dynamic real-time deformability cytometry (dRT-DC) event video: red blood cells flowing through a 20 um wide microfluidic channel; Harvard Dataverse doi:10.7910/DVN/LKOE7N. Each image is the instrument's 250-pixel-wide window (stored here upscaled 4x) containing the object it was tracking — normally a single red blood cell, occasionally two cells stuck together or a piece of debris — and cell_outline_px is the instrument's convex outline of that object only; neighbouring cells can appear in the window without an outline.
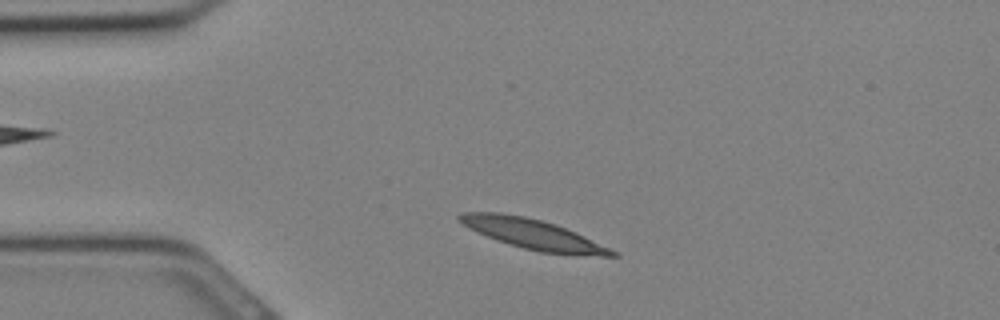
{"species": "Egyptian fruit bat (a non-hibernating species)", "species_latin": "Rousettus aegyptiacus", "temperature_condition": "cold", "stored_images_in_passage": 23, "camera_frame_rate_fps": 3000, "um_per_image_px": 0.085, "animal": {"sex": "female"}, "frame": {"image": 1, "passage_image": 2, "time_ms": 0.333, "image_size_px": [1000, 320], "cell_outline_px": [[620, 256], [600, 256], [540, 252], [524, 248], [496, 240], [476, 232], [468, 228], [456, 220], [456, 216], [460, 212], [500, 212], [524, 216], [556, 224], [576, 232], [616, 252]], "centroid_in_image_um": [45.21, 19.88], "position_along_channel_um": 39.8, "area_um2": 26.53}}
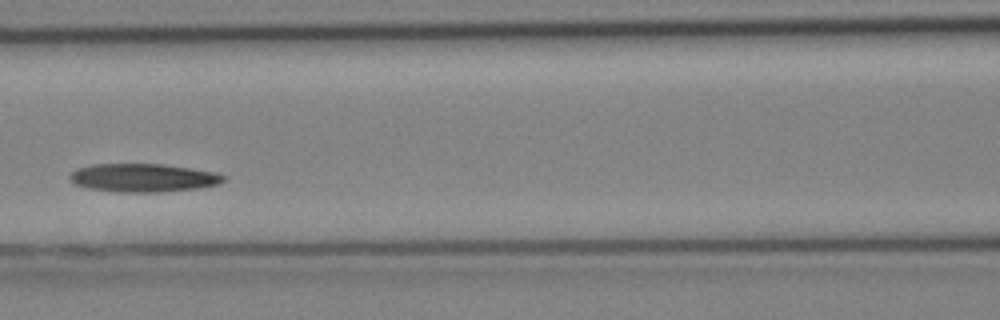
{"frame": {"image": 2, "passage_image": 9, "time_ms": 2.667, "image_size_px": [1000, 320], "cell_outline_px": [[224, 180], [216, 184], [200, 188], [160, 192], [116, 192], [88, 188], [72, 184], [68, 176], [76, 168], [92, 164], [164, 164], [192, 168], [216, 172], [224, 176]], "centroid_in_image_um": [12.12, 15.11], "position_along_channel_um": 154.5, "area_um2": 25.55}}
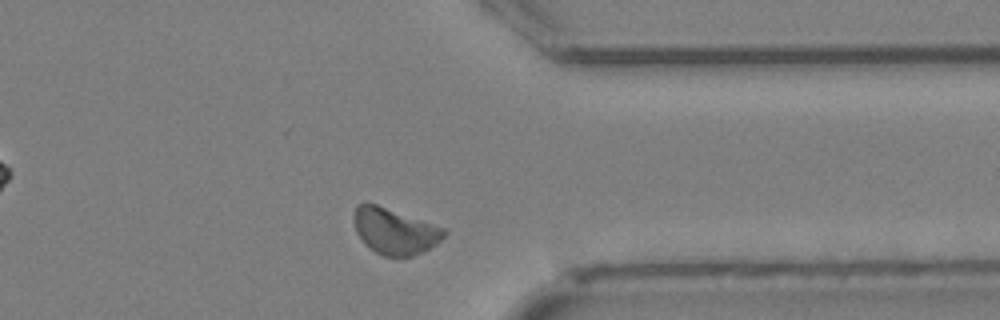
{"frame": {"image": 3, "passage_image": 20, "time_ms": 6.333, "image_size_px": [1000, 320], "cell_outline_px": [[448, 232], [436, 244], [424, 252], [412, 256], [384, 256], [376, 252], [364, 244], [356, 232], [352, 220], [352, 216], [356, 204], [376, 204], [444, 228]], "centroid_in_image_um": [33.51, 19.66], "position_along_channel_um": 377.9, "area_um2": 24.1}}